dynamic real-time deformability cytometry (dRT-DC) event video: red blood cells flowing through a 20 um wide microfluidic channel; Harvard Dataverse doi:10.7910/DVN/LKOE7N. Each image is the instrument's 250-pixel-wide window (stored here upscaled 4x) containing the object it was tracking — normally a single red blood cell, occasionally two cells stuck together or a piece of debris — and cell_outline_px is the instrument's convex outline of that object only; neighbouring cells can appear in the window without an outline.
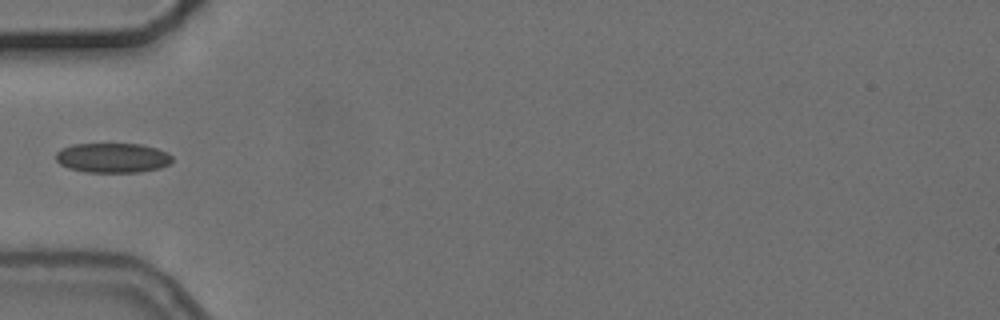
{"species": "common noctule bat (a hibernating species)", "species_latin": "Nyctalus noctula", "temperature_condition": "cold", "stored_images_in_passage": 7, "camera_frame_rate_fps": 3000, "um_per_image_px": 0.085, "animal": {"sex": "female", "body_mass_g": 24.6, "forearm_length_mm": 56.2}, "frame": {"image": 1, "passage_image": 6, "time_ms": 6.0, "image_size_px": [1000, 320], "cell_outline_px": [[172, 160], [168, 164], [160, 168], [140, 172], [84, 172], [68, 168], [60, 164], [56, 160], [56, 152], [60, 148], [72, 144], [140, 144], [156, 148], [168, 152], [172, 156]], "centroid_in_image_um": [9.55, 13.41], "position_along_channel_um": 75.5, "area_um2": 20.29}}
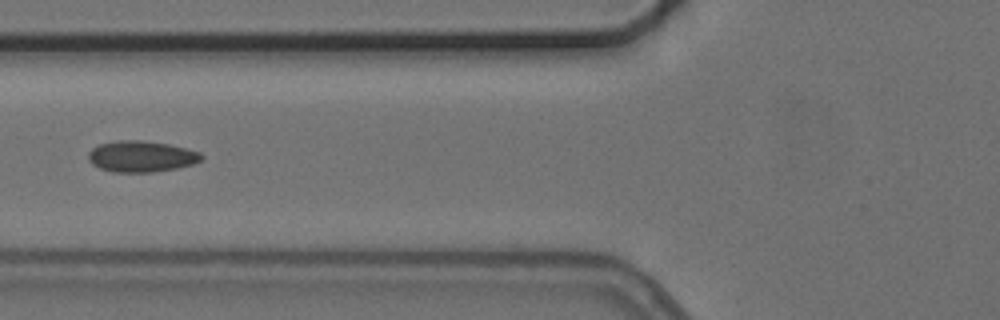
{"frame": {"image": 2, "passage_image": 7, "time_ms": 7.0, "image_size_px": [1000, 320], "cell_outline_px": [[204, 156], [200, 160], [192, 164], [176, 168], [152, 172], [112, 172], [100, 168], [92, 164], [88, 160], [88, 152], [92, 148], [100, 144], [120, 140], [140, 140], [168, 144], [200, 152]], "centroid_in_image_um": [11.98, 13.3], "position_along_channel_um": 113.8, "area_um2": 20.4}}